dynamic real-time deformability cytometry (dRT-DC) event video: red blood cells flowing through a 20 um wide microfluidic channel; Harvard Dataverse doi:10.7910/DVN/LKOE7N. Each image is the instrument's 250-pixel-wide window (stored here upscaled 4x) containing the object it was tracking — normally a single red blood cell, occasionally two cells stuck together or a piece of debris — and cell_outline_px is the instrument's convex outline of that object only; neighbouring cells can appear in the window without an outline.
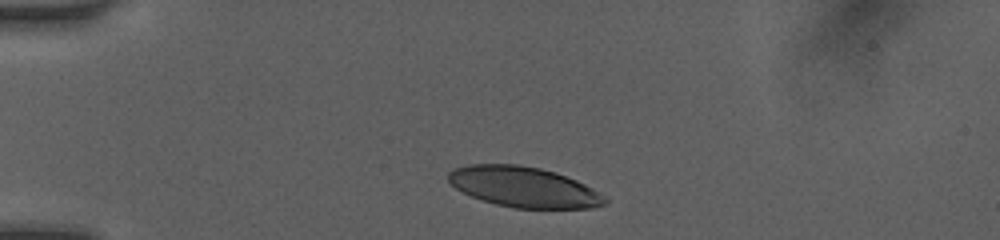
{"species": "human", "species_latin": "Homo sapiens", "temperature_condition": "room temperature", "stored_images_in_passage": 32, "camera_frame_rate_fps": 3000, "um_per_image_px": 0.085, "donor": {"sex": "female"}, "frame": {"image": 1, "passage_image": 1, "time_ms": 0.0, "image_size_px": [1000, 240], "cell_outline_px": [[608, 200], [604, 204], [592, 208], [512, 208], [496, 204], [472, 196], [456, 188], [448, 180], [448, 172], [456, 168], [468, 164], [520, 164], [540, 168], [556, 172], [576, 180], [608, 196]], "centroid_in_image_um": [44.55, 15.89], "position_along_channel_um": 40.4, "area_um2": 36.88}}
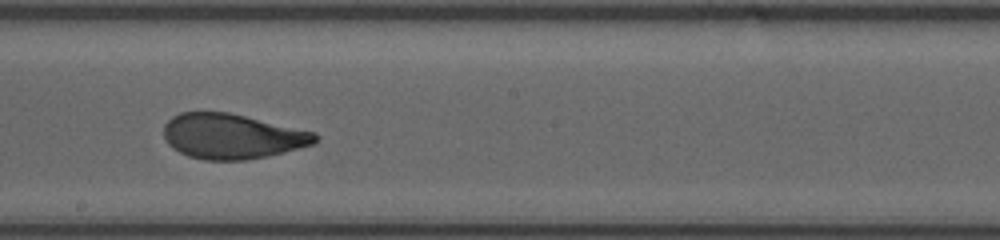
{"frame": {"image": 2, "passage_image": 18, "time_ms": 5.667, "image_size_px": [1000, 240], "cell_outline_px": [[320, 136], [316, 144], [268, 156], [244, 160], [204, 160], [188, 156], [172, 148], [168, 144], [164, 136], [164, 124], [172, 116], [180, 112], [228, 112], [316, 132]], "centroid_in_image_um": [19.75, 11.59], "position_along_channel_um": 228.5, "area_um2": 40.0}}
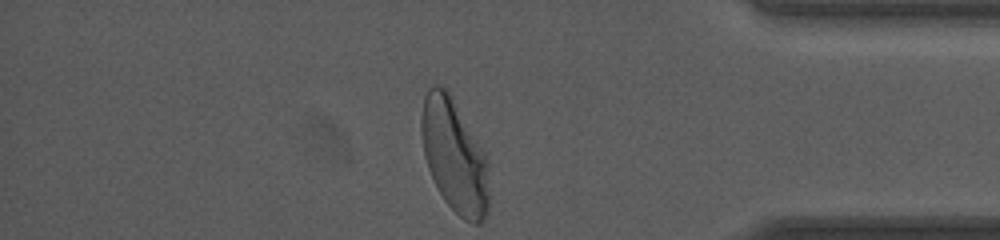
{"frame": {"image": 3, "passage_image": 32, "time_ms": 10.333, "image_size_px": [1000, 240], "cell_outline_px": [[488, 212], [484, 220], [480, 224], [472, 224], [464, 220], [444, 200], [428, 168], [424, 156], [420, 132], [420, 116], [424, 96], [428, 88], [432, 84], [440, 84], [452, 96], [484, 152], [488, 160]], "centroid_in_image_um": [38.6, 13.24], "position_along_channel_um": 396.6, "area_um2": 44.85}, "authors_computed_cell_mechanics": {"area_um2": 40.5467, "velocity_mm_per_s": 4.0902, "shape_relaxation_time_tau1_ms": 3.0363, "shape_relaxation_time_tau2_ms": 0.9796, "deformation_change_tau1": 0.1857, "deformation_change_tau2": 0.0691}}